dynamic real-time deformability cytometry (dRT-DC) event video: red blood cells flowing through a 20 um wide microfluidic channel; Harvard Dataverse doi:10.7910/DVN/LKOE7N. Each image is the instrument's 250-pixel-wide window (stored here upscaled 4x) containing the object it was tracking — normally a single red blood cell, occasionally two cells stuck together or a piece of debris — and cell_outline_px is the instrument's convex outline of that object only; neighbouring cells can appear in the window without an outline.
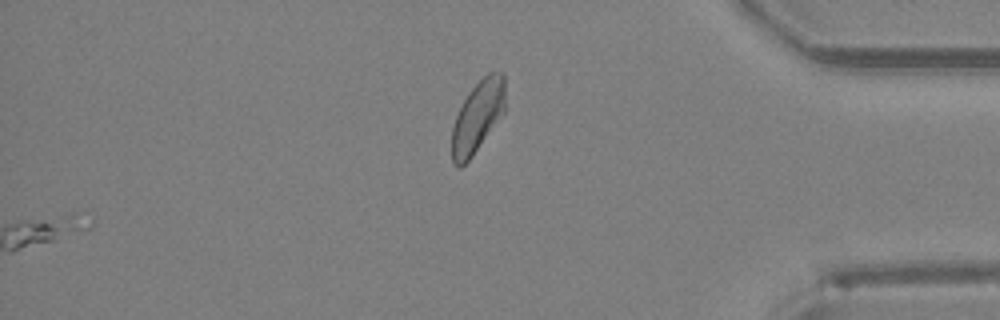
{"species": "Egyptian fruit bat (a non-hibernating species)", "species_latin": "Rousettus aegyptiacus", "temperature_condition": "room temperature", "stored_images_in_passage": 38, "segment_of_instrument_passage": [2, 2], "camera_frame_rate_fps": 3000, "um_per_image_px": 0.085, "animal": {"sex": "female"}, "frame": {"image": 1, "passage_image": 38, "time_ms": 12.333, "image_size_px": [1000, 320], "cell_outline_px": [[504, 112], [472, 156], [460, 168], [452, 160], [452, 128], [456, 116], [468, 92], [488, 72], [504, 72]], "centroid_in_image_um": [40.59, 9.89], "position_along_channel_um": 394.6, "area_um2": 21.79}}